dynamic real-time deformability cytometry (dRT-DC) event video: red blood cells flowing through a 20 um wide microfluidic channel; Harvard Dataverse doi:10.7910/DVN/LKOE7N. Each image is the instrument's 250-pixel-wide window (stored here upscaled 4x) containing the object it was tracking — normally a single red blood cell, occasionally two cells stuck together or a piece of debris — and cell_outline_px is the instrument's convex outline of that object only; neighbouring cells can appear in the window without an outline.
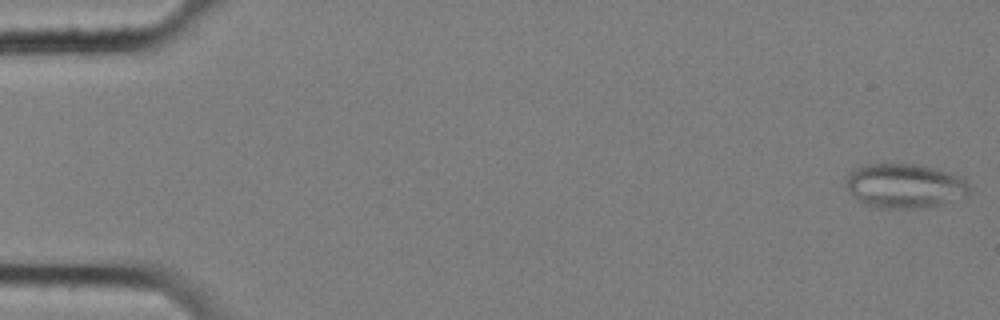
{"species": "common noctule bat (a hibernating species)", "species_latin": "Nyctalus noctula", "temperature_condition": "cold", "stored_images_in_passage": 58, "camera_frame_rate_fps": 3000, "um_per_image_px": 0.085, "animal": {"sex": "female", "body_mass_g": 25.1}, "frame": {"image": 1, "passage_image": 1, "time_ms": 0.0, "image_size_px": [1000, 320], "cell_outline_px": [[968, 196], [940, 204], [912, 208], [876, 208], [860, 204], [856, 200], [848, 188], [844, 180], [856, 168], [864, 164], [920, 164], [948, 172], [960, 176], [968, 184]], "centroid_in_image_um": [76.86, 15.8], "position_along_channel_um": 8.1, "area_um2": 31.91}}
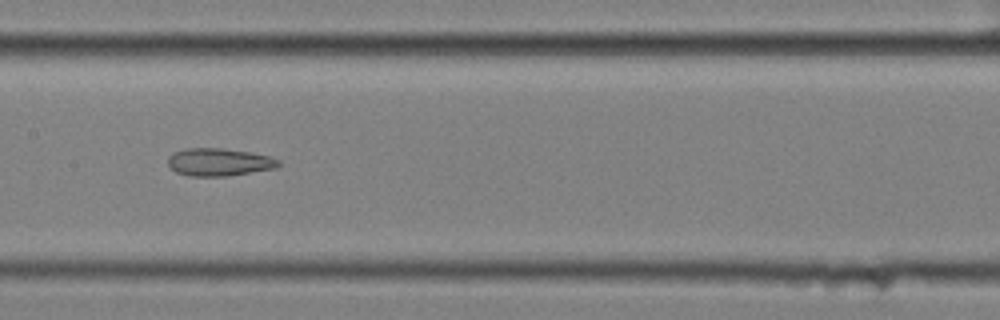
{"frame": {"image": 2, "passage_image": 29, "time_ms": 9.333, "image_size_px": [1000, 320], "cell_outline_px": [[280, 164], [276, 168], [228, 176], [188, 176], [176, 172], [168, 164], [168, 156], [172, 152], [188, 148], [224, 148], [248, 152], [268, 156], [280, 160]], "centroid_in_image_um": [18.6, 13.78], "position_along_channel_um": 188.8, "area_um2": 17.86}}
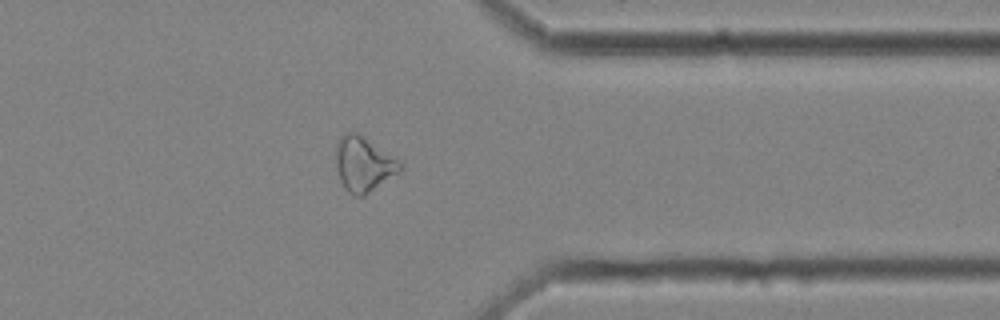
{"frame": {"image": 3, "passage_image": 46, "time_ms": 15.0, "image_size_px": [1000, 320], "cell_outline_px": [[404, 168], [400, 172], [364, 196], [352, 196], [344, 188], [340, 180], [336, 168], [336, 144], [340, 136], [348, 132], [360, 132], [396, 156], [404, 164]], "centroid_in_image_um": [30.94, 13.92], "position_along_channel_um": 380.5, "area_um2": 21.27}, "authors_computed_cell_mechanics": {"area_um2": 22.5998, "velocity_mm_per_s": 3.5037, "shape_relaxation_time_tau1_ms": null, "shape_relaxation_time_tau2_ms": 2.9863, "deformation_change_tau1": null, "deformation_change_tau2": 0.1154}}